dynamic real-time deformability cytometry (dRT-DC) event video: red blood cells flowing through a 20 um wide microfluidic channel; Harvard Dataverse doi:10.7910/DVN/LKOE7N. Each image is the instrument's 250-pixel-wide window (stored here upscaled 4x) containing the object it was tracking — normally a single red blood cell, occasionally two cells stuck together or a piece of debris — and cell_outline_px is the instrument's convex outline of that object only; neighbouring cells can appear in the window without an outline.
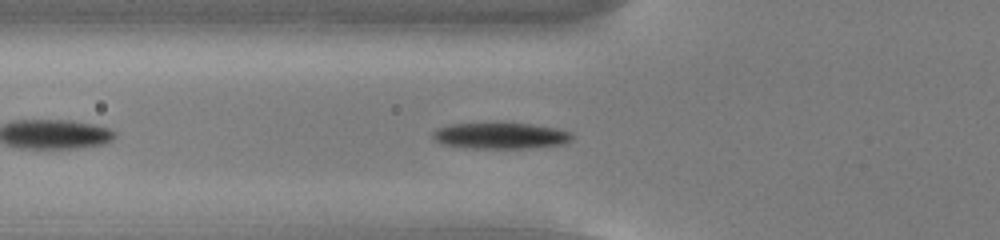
{"species": "common noctule bat (a hibernating species)", "species_latin": "Nyctalus noctula", "temperature_condition": "cold", "stored_images_in_passage": 40, "camera_frame_rate_fps": 3000, "um_per_image_px": 0.085, "animal": {"sex": "male", "body_mass_g": 13.0, "forearm_length_mm": 53.1}, "frame": {"image": 1, "passage_image": 7, "time_ms": 2.0, "image_size_px": [1000, 240], "cell_outline_px": [[572, 140], [564, 144], [532, 148], [464, 148], [440, 144], [432, 136], [432, 132], [436, 128], [448, 124], [532, 124], [556, 128], [572, 132]], "centroid_in_image_um": [42.53, 11.55], "position_along_channel_um": 83.3, "area_um2": 21.27}}
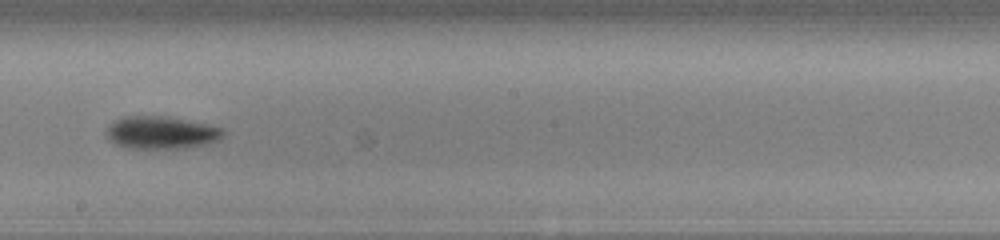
{"frame": {"image": 2, "passage_image": 19, "time_ms": 6.0, "image_size_px": [1000, 240], "cell_outline_px": [[228, 132], [220, 140], [208, 144], [184, 148], [124, 148], [108, 140], [104, 136], [104, 132], [108, 124], [124, 116], [168, 116], [208, 124], [224, 128]], "centroid_in_image_um": [13.71, 11.27], "position_along_channel_um": 234.5, "area_um2": 22.83}}
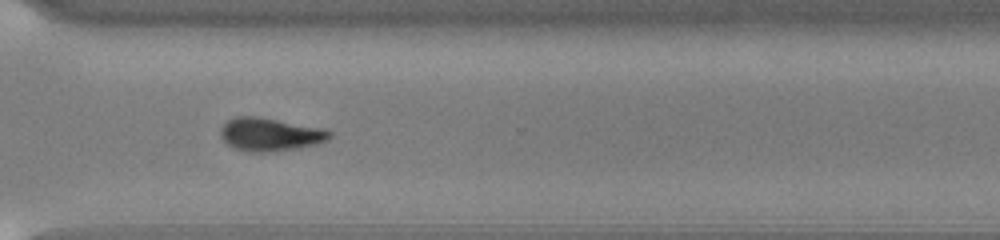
{"frame": {"image": 3, "passage_image": 28, "time_ms": 9.0, "image_size_px": [1000, 240], "cell_outline_px": [[332, 136], [328, 140], [320, 144], [296, 148], [260, 152], [248, 152], [236, 148], [228, 144], [220, 136], [220, 128], [228, 120], [236, 116], [256, 116], [324, 128], [332, 132]], "centroid_in_image_um": [22.98, 11.41], "position_along_channel_um": 347.6, "area_um2": 21.04}}